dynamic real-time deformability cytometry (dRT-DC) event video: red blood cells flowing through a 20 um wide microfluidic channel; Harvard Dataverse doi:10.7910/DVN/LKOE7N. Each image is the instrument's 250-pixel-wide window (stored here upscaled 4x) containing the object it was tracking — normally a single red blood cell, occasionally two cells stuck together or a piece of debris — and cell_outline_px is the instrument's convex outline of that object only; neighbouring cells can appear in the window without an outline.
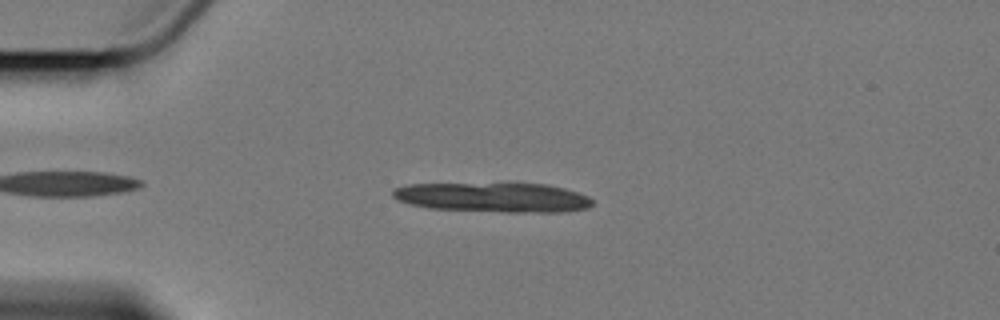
{"species": "Egyptian fruit bat (a non-hibernating species)", "species_latin": "Rousettus aegyptiacus", "temperature_condition": "cold", "stored_images_in_passage": 5, "camera_frame_rate_fps": 3000, "um_per_image_px": 0.085, "animal": {"sex": "female"}, "frame": {"image": 1, "passage_image": 2, "time_ms": 1.0, "image_size_px": [1000, 320], "cell_outline_px": [[592, 204], [588, 208], [564, 212], [504, 212], [428, 208], [408, 204], [396, 200], [392, 196], [392, 192], [396, 188], [408, 184], [548, 184], [564, 188], [588, 196], [592, 200]], "centroid_in_image_um": [41.91, 16.79], "position_along_channel_um": 43.1, "area_um2": 34.33}}